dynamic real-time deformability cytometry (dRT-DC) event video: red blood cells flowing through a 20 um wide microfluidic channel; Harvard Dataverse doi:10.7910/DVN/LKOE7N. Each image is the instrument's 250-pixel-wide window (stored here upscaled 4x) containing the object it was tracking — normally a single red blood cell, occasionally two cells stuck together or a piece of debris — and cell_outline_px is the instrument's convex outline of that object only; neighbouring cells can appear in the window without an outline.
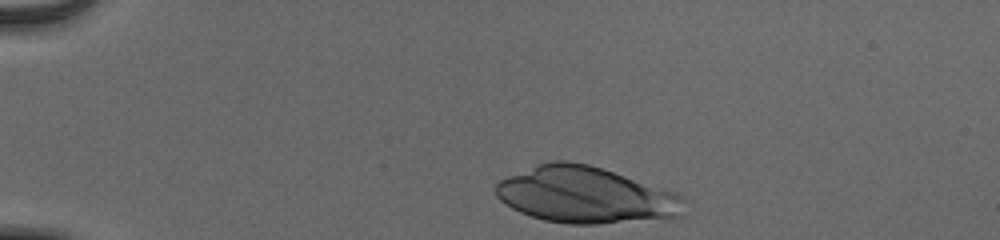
{"species": "human", "species_latin": "Homo sapiens", "temperature_condition": "cold", "stored_images_in_passage": 37, "camera_frame_rate_fps": 3000, "um_per_image_px": 0.085, "donor": {"sex": "male"}, "frame": {"image": 1, "passage_image": 1, "time_ms": 0.0, "image_size_px": [1000, 240], "cell_outline_px": [[688, 200], [684, 216], [596, 224], [568, 224], [544, 220], [520, 212], [512, 208], [500, 200], [496, 196], [496, 184], [500, 180], [508, 176], [548, 160], [568, 160], [588, 164], [676, 192]], "centroid_in_image_um": [49.81, 16.58], "position_along_channel_um": 35.2, "area_um2": 61.9}}